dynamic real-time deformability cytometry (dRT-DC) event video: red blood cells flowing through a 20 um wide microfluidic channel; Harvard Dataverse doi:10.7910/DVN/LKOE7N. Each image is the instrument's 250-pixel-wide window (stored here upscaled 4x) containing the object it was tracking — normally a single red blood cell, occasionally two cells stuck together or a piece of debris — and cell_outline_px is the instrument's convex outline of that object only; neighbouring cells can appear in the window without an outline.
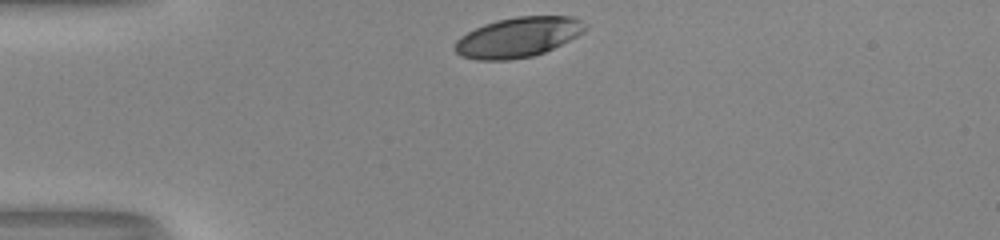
{"species": "human", "species_latin": "Homo sapiens", "temperature_condition": "room temperature", "stored_images_in_passage": 30, "camera_frame_rate_fps": 3000, "um_per_image_px": 0.085, "donor": {"sex": "male"}, "frame": {"image": 1, "passage_image": 1, "time_ms": 0.0, "image_size_px": [1000, 240], "cell_outline_px": [[588, 28], [584, 32], [544, 52], [532, 56], [508, 60], [476, 60], [460, 56], [456, 52], [456, 40], [460, 36], [484, 24], [496, 20], [516, 16], [572, 16], [588, 24]], "centroid_in_image_um": [44.04, 3.15], "position_along_channel_um": 41.0, "area_um2": 30.29}}
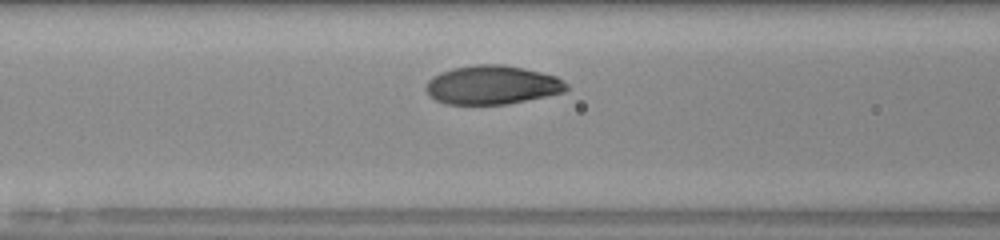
{"frame": {"image": 2, "passage_image": 10, "time_ms": 3.0, "image_size_px": [1000, 240], "cell_outline_px": [[568, 88], [564, 92], [508, 104], [444, 104], [436, 100], [424, 88], [428, 80], [432, 76], [440, 72], [452, 68], [472, 64], [504, 64], [524, 68], [556, 76], [568, 84]], "centroid_in_image_um": [41.82, 7.21], "position_along_channel_um": 124.8, "area_um2": 31.91}}
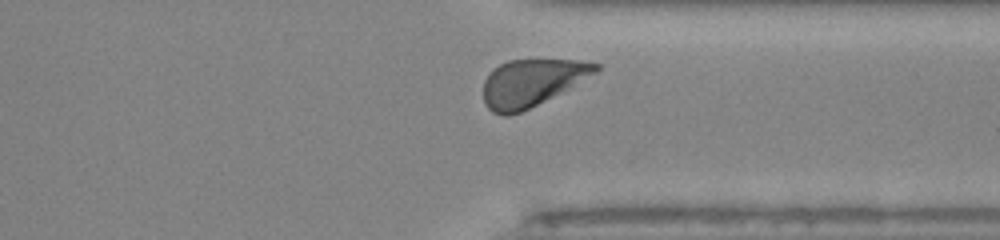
{"frame": {"image": 3, "passage_image": 28, "time_ms": 9.0, "image_size_px": [1000, 240], "cell_outline_px": [[600, 68], [596, 72], [544, 100], [520, 112], [508, 116], [504, 116], [492, 112], [484, 104], [484, 80], [488, 72], [500, 64], [508, 60], [580, 60], [600, 64]], "centroid_in_image_um": [45.13, 7.02], "position_along_channel_um": 366.3, "area_um2": 30.23}, "authors_computed_cell_mechanics": {"area_um2": 31.9056, "velocity_mm_per_s": 4.0226, "shape_relaxation_time_tau1_ms": 2.7937, "shape_relaxation_time_tau2_ms": null, "deformation_change_tau1": 0.1582, "deformation_change_tau2": null}}